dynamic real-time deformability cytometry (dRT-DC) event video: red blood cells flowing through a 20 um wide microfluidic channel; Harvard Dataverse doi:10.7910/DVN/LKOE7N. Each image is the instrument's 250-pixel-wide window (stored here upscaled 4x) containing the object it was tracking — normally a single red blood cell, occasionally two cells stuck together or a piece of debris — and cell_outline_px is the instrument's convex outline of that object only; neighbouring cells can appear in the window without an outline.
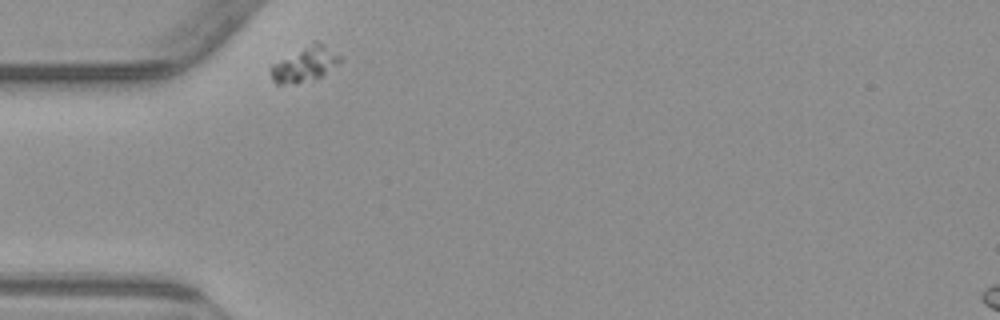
{"species": "common noctule bat (a hibernating species)", "species_latin": "Nyctalus noctula", "temperature_condition": "warm", "stored_images_in_passage": 1, "camera_frame_rate_fps": 3000, "um_per_image_px": 0.085, "animal": {"sex": "male", "body_mass_g": 23.1, "forearm_length_mm": 52.7}, "frame": {"image": 1, "passage_image": 1, "time_ms": 0.0, "image_size_px": [1000, 320], "cell_outline_px": [[340, 60], [336, 64], [320, 76], [280, 84], [276, 84], [272, 80], [272, 64], [312, 40], [316, 40], [324, 44], [340, 56]], "centroid_in_image_um": [25.89, 5.37], "position_along_channel_um": 59.1, "area_um2": 13.41}}